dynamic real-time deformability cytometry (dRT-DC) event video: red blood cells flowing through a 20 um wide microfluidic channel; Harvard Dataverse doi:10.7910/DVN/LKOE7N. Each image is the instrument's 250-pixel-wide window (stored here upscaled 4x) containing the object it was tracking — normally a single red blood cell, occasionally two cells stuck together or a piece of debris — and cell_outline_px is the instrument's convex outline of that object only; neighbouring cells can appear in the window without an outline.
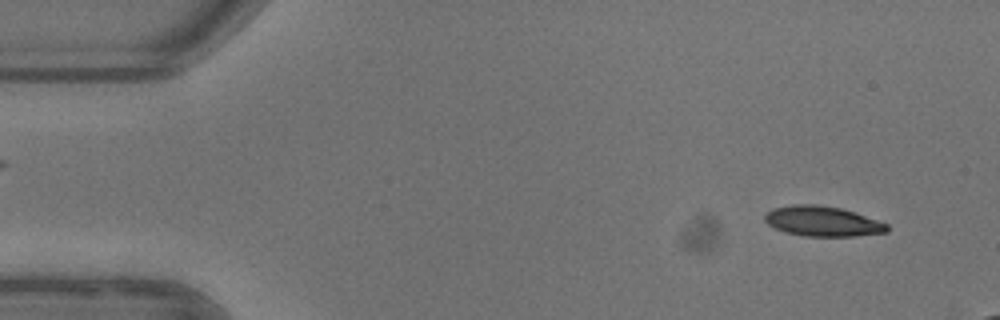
{"species": "common noctule bat (a hibernating species)", "species_latin": "Nyctalus noctula", "temperature_condition": "warm", "stored_images_in_passage": 13, "camera_frame_rate_fps": 3000, "um_per_image_px": 0.085, "animal": {"sex": "female"}, "frame": {"image": 1, "passage_image": 2, "time_ms": 0.333, "image_size_px": [1000, 320], "cell_outline_px": [[888, 232], [856, 236], [804, 236], [784, 232], [768, 224], [764, 220], [764, 216], [772, 208], [792, 204], [816, 204], [840, 208], [888, 224]], "centroid_in_image_um": [69.88, 18.81], "position_along_channel_um": 15.1, "area_um2": 21.33}}
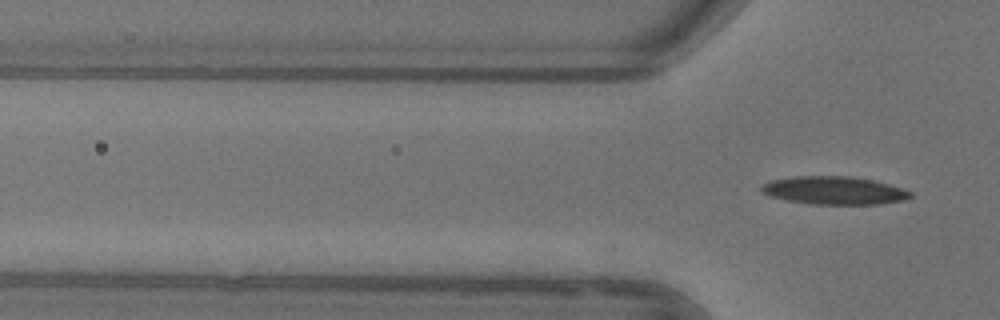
{"frame": {"image": 2, "passage_image": 13, "time_ms": 4.0, "image_size_px": [1000, 320], "cell_outline_px": [[912, 196], [904, 200], [880, 204], [812, 204], [788, 200], [768, 196], [760, 192], [760, 188], [768, 180], [792, 176], [852, 176], [872, 180], [888, 184], [912, 192]], "centroid_in_image_um": [70.85, 16.18], "position_along_channel_um": 54.9, "area_um2": 24.39}}